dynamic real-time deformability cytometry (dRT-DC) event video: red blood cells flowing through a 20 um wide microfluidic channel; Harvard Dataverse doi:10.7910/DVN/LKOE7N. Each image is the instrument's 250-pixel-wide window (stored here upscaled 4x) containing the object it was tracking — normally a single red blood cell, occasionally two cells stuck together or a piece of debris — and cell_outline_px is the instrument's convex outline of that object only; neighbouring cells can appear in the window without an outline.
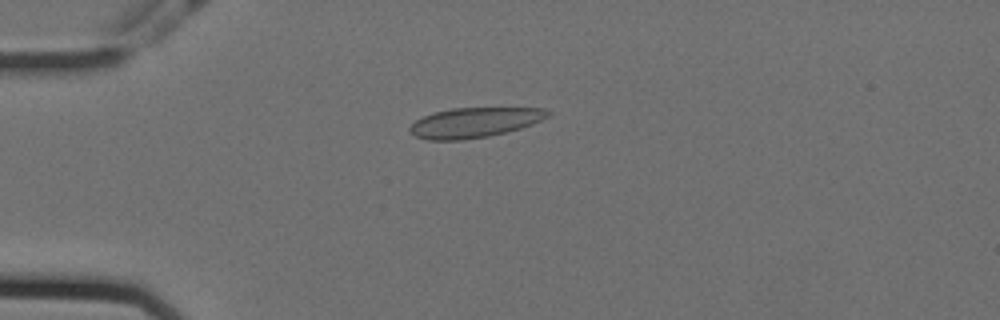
{"species": "Egyptian fruit bat (a non-hibernating species)", "species_latin": "Rousettus aegyptiacus", "temperature_condition": "cold", "stored_images_in_passage": 53, "camera_frame_rate_fps": 3000, "um_per_image_px": 0.085, "animal": {"sex": "female"}, "frame": {"image": 1, "passage_image": 11, "time_ms": 3.333, "image_size_px": [1000, 320], "cell_outline_px": [[552, 112], [548, 116], [532, 124], [520, 128], [488, 136], [464, 140], [428, 140], [416, 136], [408, 132], [408, 128], [416, 120], [424, 116], [436, 112], [452, 108], [544, 108]], "centroid_in_image_um": [40.31, 10.42], "position_along_channel_um": 44.7, "area_um2": 23.93}}
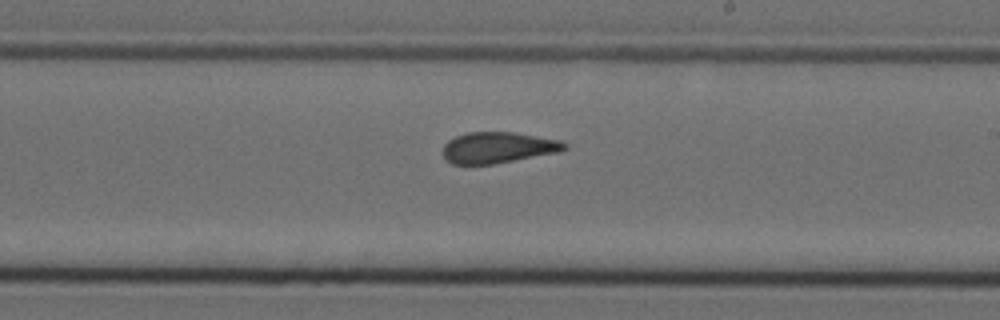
{"frame": {"image": 2, "passage_image": 30, "time_ms": 9.667, "image_size_px": [1000, 320], "cell_outline_px": [[568, 148], [560, 152], [492, 164], [452, 164], [444, 160], [444, 144], [448, 140], [456, 136], [468, 132], [512, 132], [560, 140], [568, 144]], "centroid_in_image_um": [42.34, 12.54], "position_along_channel_um": 246.7, "area_um2": 22.02}}
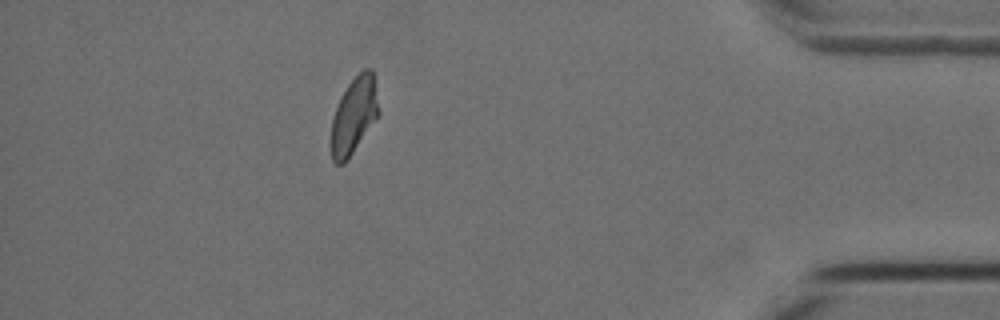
{"frame": {"image": 3, "passage_image": 47, "time_ms": 15.333, "image_size_px": [1000, 320], "cell_outline_px": [[380, 112], [348, 160], [344, 164], [336, 164], [332, 160], [332, 120], [336, 108], [348, 84], [364, 68], [372, 68]], "centroid_in_image_um": [30.1, 9.83], "position_along_channel_um": 405.1, "area_um2": 20.75}, "authors_computed_cell_mechanics": {"area_um2": 22.7732, "velocity_mm_per_s": 3.5539, "shape_relaxation_time_tau1_ms": null, "shape_relaxation_time_tau2_ms": 1.5408, "deformation_change_tau1": null, "deformation_change_tau2": 0.0611}}